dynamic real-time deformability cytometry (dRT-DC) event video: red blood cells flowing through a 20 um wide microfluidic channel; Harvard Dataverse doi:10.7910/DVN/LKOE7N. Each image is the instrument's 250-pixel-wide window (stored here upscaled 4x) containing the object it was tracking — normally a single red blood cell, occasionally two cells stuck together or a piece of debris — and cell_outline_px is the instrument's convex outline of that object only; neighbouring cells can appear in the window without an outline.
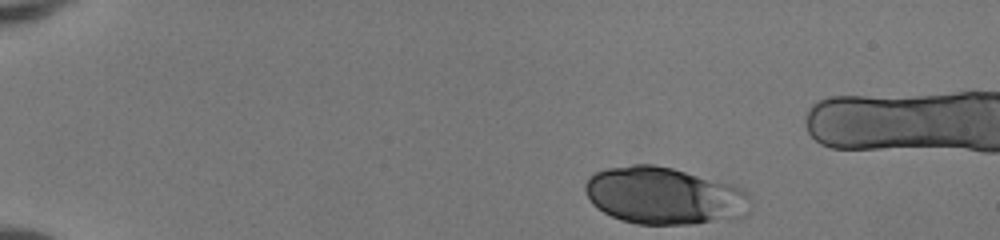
{"species": "human", "species_latin": "Homo sapiens", "temperature_condition": "room temperature", "stored_images_in_passage": 41, "camera_frame_rate_fps": 3000, "um_per_image_px": 0.085, "donor": {"sex": "female"}, "frame": {"image": 1, "passage_image": 1, "time_ms": 0.0, "image_size_px": [1000, 240], "cell_outline_px": [[752, 200], [748, 212], [744, 216], [692, 224], [636, 224], [620, 220], [596, 208], [592, 204], [584, 192], [584, 184], [588, 176], [596, 172], [608, 168], [632, 164], [652, 164], [672, 168], [732, 184], [748, 192]], "centroid_in_image_um": [56.43, 16.64], "position_along_channel_um": 28.6, "area_um2": 55.43}}
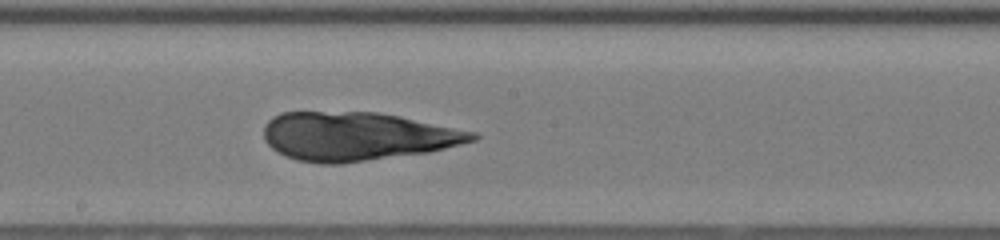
{"frame": {"image": 2, "passage_image": 22, "time_ms": 7.0, "image_size_px": [1000, 240], "cell_outline_px": [[480, 136], [476, 140], [428, 152], [344, 164], [320, 164], [296, 160], [284, 156], [272, 148], [264, 140], [264, 124], [272, 116], [280, 112], [380, 112], [400, 116], [476, 132]], "centroid_in_image_um": [30.31, 11.59], "position_along_channel_um": 217.9, "area_um2": 59.36}}
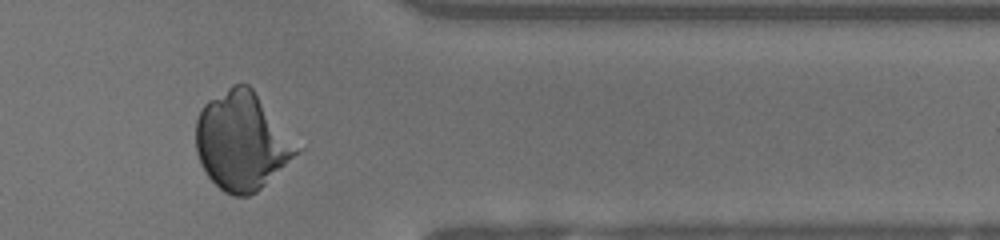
{"frame": {"image": 3, "passage_image": 35, "time_ms": 11.333, "image_size_px": [1000, 240], "cell_outline_px": [[304, 148], [256, 192], [248, 196], [232, 196], [224, 192], [208, 176], [200, 164], [196, 152], [196, 120], [204, 104], [208, 100], [232, 84], [248, 84], [252, 88]], "centroid_in_image_um": [20.58, 11.99], "position_along_channel_um": 390.8, "area_um2": 57.8}}